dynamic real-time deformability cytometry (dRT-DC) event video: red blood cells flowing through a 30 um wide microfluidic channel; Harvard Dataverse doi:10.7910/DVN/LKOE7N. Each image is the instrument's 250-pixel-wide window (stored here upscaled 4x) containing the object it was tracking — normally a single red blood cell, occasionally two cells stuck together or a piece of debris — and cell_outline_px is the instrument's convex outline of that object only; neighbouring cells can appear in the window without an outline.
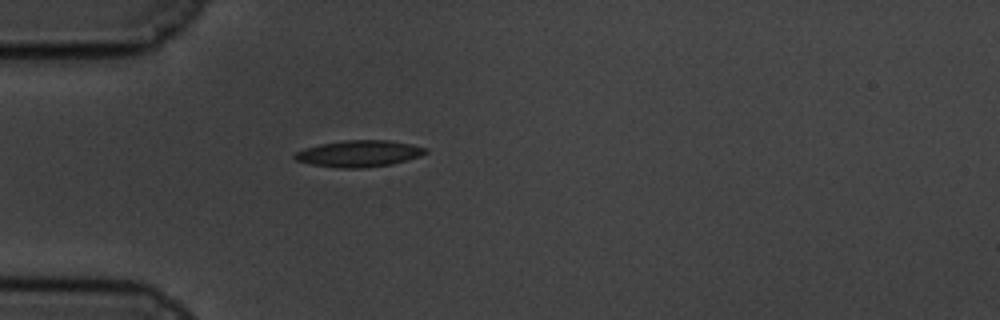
{"species": "common noctule bat (a hibernating species)", "species_latin": "Nyctalus noctula", "temperature_condition": "cold", "stored_images_in_passage": 43, "camera_frame_rate_fps": 3000, "um_per_image_px": 0.085, "animal": {"sex": "male", "body_mass_g": 19.5, "forearm_length_mm": 54.6}, "frame": {"image": 1, "passage_image": 1, "time_ms": 0.0, "image_size_px": [1000, 320], "cell_outline_px": [[428, 152], [420, 156], [392, 164], [364, 168], [336, 168], [308, 164], [296, 160], [292, 156], [296, 152], [304, 148], [320, 144], [344, 140], [388, 140], [412, 144], [428, 148]], "centroid_in_image_um": [30.5, 13.06], "position_along_channel_um": 54.5, "area_um2": 20.4}}
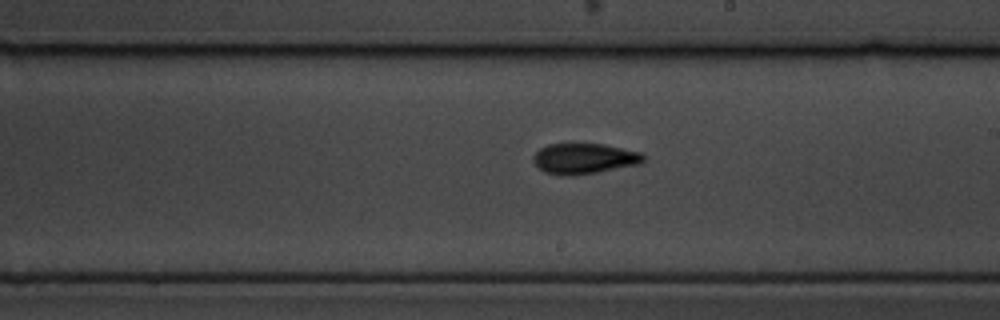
{"frame": {"image": 2, "passage_image": 18, "time_ms": 5.667, "image_size_px": [1000, 320], "cell_outline_px": [[644, 160], [640, 164], [596, 172], [572, 176], [556, 176], [544, 172], [532, 160], [532, 156], [540, 148], [548, 144], [604, 144], [640, 152], [644, 156]], "centroid_in_image_um": [49.62, 13.49], "position_along_channel_um": 239.4, "area_um2": 19.65}}
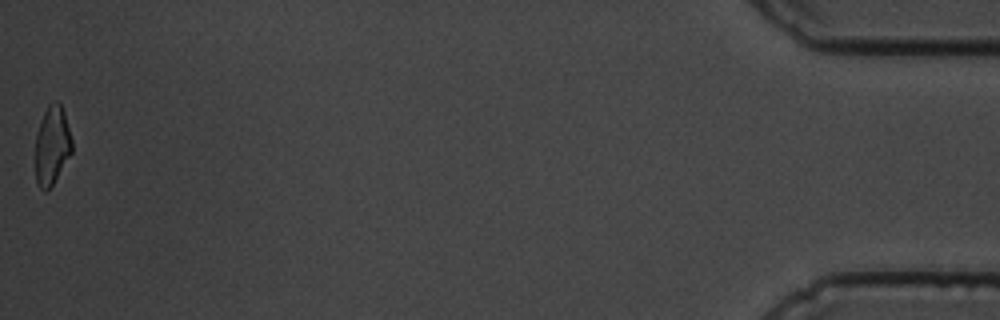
{"frame": {"image": 3, "passage_image": 43, "time_ms": 14.0, "image_size_px": [1000, 320], "cell_outline_px": [[72, 152], [52, 184], [44, 192], [36, 184], [36, 136], [44, 112], [48, 104], [52, 100], [56, 100], [60, 104], [64, 112], [72, 140]], "centroid_in_image_um": [4.42, 12.34], "position_along_channel_um": 430.8, "area_um2": 16.53}, "authors_computed_cell_mechanics": {"area_um2": 18.496, "velocity_mm_per_s": 3.4092, "shape_relaxation_time_tau1_ms": 4.8362, "shape_relaxation_time_tau2_ms": 2.2777, "deformation_change_tau1": 0.1531, "deformation_change_tau2": 0.0982}}